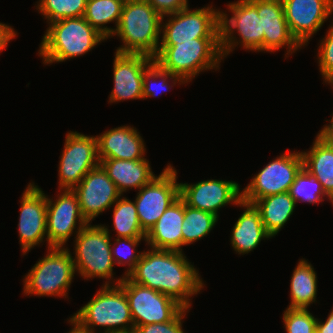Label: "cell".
<instances>
[{
  "instance_id": "6da1fadb",
  "label": "cell",
  "mask_w": 333,
  "mask_h": 333,
  "mask_svg": "<svg viewBox=\"0 0 333 333\" xmlns=\"http://www.w3.org/2000/svg\"><path fill=\"white\" fill-rule=\"evenodd\" d=\"M134 283L167 295L184 308H191L190 297L203 289L196 268L182 251L153 249L142 252L135 268L127 275Z\"/></svg>"
},
{
  "instance_id": "7a4b0ae2",
  "label": "cell",
  "mask_w": 333,
  "mask_h": 333,
  "mask_svg": "<svg viewBox=\"0 0 333 333\" xmlns=\"http://www.w3.org/2000/svg\"><path fill=\"white\" fill-rule=\"evenodd\" d=\"M122 279L123 277L117 279L114 285L106 281L100 291L77 313H74L68 322L82 333H95L94 326L104 327L105 330L102 333L134 331L126 293L119 285Z\"/></svg>"
},
{
  "instance_id": "3957f363",
  "label": "cell",
  "mask_w": 333,
  "mask_h": 333,
  "mask_svg": "<svg viewBox=\"0 0 333 333\" xmlns=\"http://www.w3.org/2000/svg\"><path fill=\"white\" fill-rule=\"evenodd\" d=\"M164 18L146 0L124 2L119 23L112 36H119L124 45L118 53L143 54L154 58L159 49Z\"/></svg>"
},
{
  "instance_id": "277c9868",
  "label": "cell",
  "mask_w": 333,
  "mask_h": 333,
  "mask_svg": "<svg viewBox=\"0 0 333 333\" xmlns=\"http://www.w3.org/2000/svg\"><path fill=\"white\" fill-rule=\"evenodd\" d=\"M48 24L38 52L45 64L82 56L99 42L107 40L84 17L60 19Z\"/></svg>"
},
{
  "instance_id": "5b68a950",
  "label": "cell",
  "mask_w": 333,
  "mask_h": 333,
  "mask_svg": "<svg viewBox=\"0 0 333 333\" xmlns=\"http://www.w3.org/2000/svg\"><path fill=\"white\" fill-rule=\"evenodd\" d=\"M220 38H195L172 46H159L154 61L186 83L205 70L217 69L222 60Z\"/></svg>"
},
{
  "instance_id": "8992f818",
  "label": "cell",
  "mask_w": 333,
  "mask_h": 333,
  "mask_svg": "<svg viewBox=\"0 0 333 333\" xmlns=\"http://www.w3.org/2000/svg\"><path fill=\"white\" fill-rule=\"evenodd\" d=\"M24 278V293L38 296H67L76 272L73 257L67 248L51 247Z\"/></svg>"
},
{
  "instance_id": "52a82bcc",
  "label": "cell",
  "mask_w": 333,
  "mask_h": 333,
  "mask_svg": "<svg viewBox=\"0 0 333 333\" xmlns=\"http://www.w3.org/2000/svg\"><path fill=\"white\" fill-rule=\"evenodd\" d=\"M75 238L73 261L76 272L86 280L94 277L112 280L114 262L109 229L88 223L76 232Z\"/></svg>"
},
{
  "instance_id": "ba28073f",
  "label": "cell",
  "mask_w": 333,
  "mask_h": 333,
  "mask_svg": "<svg viewBox=\"0 0 333 333\" xmlns=\"http://www.w3.org/2000/svg\"><path fill=\"white\" fill-rule=\"evenodd\" d=\"M227 6L233 16L228 19L225 12H220V47L223 58L238 44L249 51H263L264 32L257 7L250 0H239ZM236 30L241 38L239 43L233 35Z\"/></svg>"
},
{
  "instance_id": "9c48e42d",
  "label": "cell",
  "mask_w": 333,
  "mask_h": 333,
  "mask_svg": "<svg viewBox=\"0 0 333 333\" xmlns=\"http://www.w3.org/2000/svg\"><path fill=\"white\" fill-rule=\"evenodd\" d=\"M211 6L190 10L186 7L165 15L170 19L161 25L159 46H172L195 38H220V12Z\"/></svg>"
},
{
  "instance_id": "30bf717a",
  "label": "cell",
  "mask_w": 333,
  "mask_h": 333,
  "mask_svg": "<svg viewBox=\"0 0 333 333\" xmlns=\"http://www.w3.org/2000/svg\"><path fill=\"white\" fill-rule=\"evenodd\" d=\"M119 285L126 293L134 327L171 321L184 308L173 298L136 284L127 276Z\"/></svg>"
},
{
  "instance_id": "8fae6325",
  "label": "cell",
  "mask_w": 333,
  "mask_h": 333,
  "mask_svg": "<svg viewBox=\"0 0 333 333\" xmlns=\"http://www.w3.org/2000/svg\"><path fill=\"white\" fill-rule=\"evenodd\" d=\"M178 197L177 171L171 165L139 189L134 202L140 226L146 234Z\"/></svg>"
},
{
  "instance_id": "7c38bea8",
  "label": "cell",
  "mask_w": 333,
  "mask_h": 333,
  "mask_svg": "<svg viewBox=\"0 0 333 333\" xmlns=\"http://www.w3.org/2000/svg\"><path fill=\"white\" fill-rule=\"evenodd\" d=\"M303 168L300 152H288L270 161L242 190V199L253 203L263 197L288 192Z\"/></svg>"
},
{
  "instance_id": "4fadbf2b",
  "label": "cell",
  "mask_w": 333,
  "mask_h": 333,
  "mask_svg": "<svg viewBox=\"0 0 333 333\" xmlns=\"http://www.w3.org/2000/svg\"><path fill=\"white\" fill-rule=\"evenodd\" d=\"M59 161V190H72L93 168L100 164L97 137L78 132L66 134L64 150Z\"/></svg>"
},
{
  "instance_id": "5bb4252c",
  "label": "cell",
  "mask_w": 333,
  "mask_h": 333,
  "mask_svg": "<svg viewBox=\"0 0 333 333\" xmlns=\"http://www.w3.org/2000/svg\"><path fill=\"white\" fill-rule=\"evenodd\" d=\"M57 199L47 200V242L48 247L64 248L65 243L73 234V230L80 231L88 222L83 217L80 204L73 190L63 189ZM53 200V201H52ZM78 221V222H77Z\"/></svg>"
},
{
  "instance_id": "9a60e30c",
  "label": "cell",
  "mask_w": 333,
  "mask_h": 333,
  "mask_svg": "<svg viewBox=\"0 0 333 333\" xmlns=\"http://www.w3.org/2000/svg\"><path fill=\"white\" fill-rule=\"evenodd\" d=\"M72 190L77 196L81 213L88 223L112 207L122 196L100 164L91 169Z\"/></svg>"
},
{
  "instance_id": "2e32d148",
  "label": "cell",
  "mask_w": 333,
  "mask_h": 333,
  "mask_svg": "<svg viewBox=\"0 0 333 333\" xmlns=\"http://www.w3.org/2000/svg\"><path fill=\"white\" fill-rule=\"evenodd\" d=\"M237 182L210 179L195 184L179 183V196L186 205L218 216V210L228 203L237 205L242 192Z\"/></svg>"
},
{
  "instance_id": "e0dca14e",
  "label": "cell",
  "mask_w": 333,
  "mask_h": 333,
  "mask_svg": "<svg viewBox=\"0 0 333 333\" xmlns=\"http://www.w3.org/2000/svg\"><path fill=\"white\" fill-rule=\"evenodd\" d=\"M292 36L305 46L333 13V0H281Z\"/></svg>"
},
{
  "instance_id": "ac0fdd59",
  "label": "cell",
  "mask_w": 333,
  "mask_h": 333,
  "mask_svg": "<svg viewBox=\"0 0 333 333\" xmlns=\"http://www.w3.org/2000/svg\"><path fill=\"white\" fill-rule=\"evenodd\" d=\"M46 221V194L37 185L30 183L21 198L18 223L19 241L24 255L47 237Z\"/></svg>"
},
{
  "instance_id": "d6986e66",
  "label": "cell",
  "mask_w": 333,
  "mask_h": 333,
  "mask_svg": "<svg viewBox=\"0 0 333 333\" xmlns=\"http://www.w3.org/2000/svg\"><path fill=\"white\" fill-rule=\"evenodd\" d=\"M153 62L154 58L147 55L115 52L109 102L143 99V73Z\"/></svg>"
},
{
  "instance_id": "ffe728a7",
  "label": "cell",
  "mask_w": 333,
  "mask_h": 333,
  "mask_svg": "<svg viewBox=\"0 0 333 333\" xmlns=\"http://www.w3.org/2000/svg\"><path fill=\"white\" fill-rule=\"evenodd\" d=\"M257 7L261 20L263 51L273 52L287 46V55L300 49L301 45L290 33L281 0H250ZM291 52V53H290Z\"/></svg>"
},
{
  "instance_id": "44dd1931",
  "label": "cell",
  "mask_w": 333,
  "mask_h": 333,
  "mask_svg": "<svg viewBox=\"0 0 333 333\" xmlns=\"http://www.w3.org/2000/svg\"><path fill=\"white\" fill-rule=\"evenodd\" d=\"M96 137L99 161L103 159H145L143 138L134 127H116Z\"/></svg>"
},
{
  "instance_id": "7402d4cb",
  "label": "cell",
  "mask_w": 333,
  "mask_h": 333,
  "mask_svg": "<svg viewBox=\"0 0 333 333\" xmlns=\"http://www.w3.org/2000/svg\"><path fill=\"white\" fill-rule=\"evenodd\" d=\"M183 221L184 201L179 196L146 234L145 242L153 249L182 251Z\"/></svg>"
},
{
  "instance_id": "603a6c76",
  "label": "cell",
  "mask_w": 333,
  "mask_h": 333,
  "mask_svg": "<svg viewBox=\"0 0 333 333\" xmlns=\"http://www.w3.org/2000/svg\"><path fill=\"white\" fill-rule=\"evenodd\" d=\"M238 206L244 207L246 210L236 221L232 229L231 245L238 254H247L255 249L262 239L271 238L266 232L260 210L254 203L241 199Z\"/></svg>"
},
{
  "instance_id": "cb8c5ba5",
  "label": "cell",
  "mask_w": 333,
  "mask_h": 333,
  "mask_svg": "<svg viewBox=\"0 0 333 333\" xmlns=\"http://www.w3.org/2000/svg\"><path fill=\"white\" fill-rule=\"evenodd\" d=\"M100 165L122 195L131 188L140 189L156 176L147 159H103Z\"/></svg>"
},
{
  "instance_id": "d4e9b609",
  "label": "cell",
  "mask_w": 333,
  "mask_h": 333,
  "mask_svg": "<svg viewBox=\"0 0 333 333\" xmlns=\"http://www.w3.org/2000/svg\"><path fill=\"white\" fill-rule=\"evenodd\" d=\"M300 153L303 168L321 183L333 204V145L316 136L310 151Z\"/></svg>"
},
{
  "instance_id": "484cf974",
  "label": "cell",
  "mask_w": 333,
  "mask_h": 333,
  "mask_svg": "<svg viewBox=\"0 0 333 333\" xmlns=\"http://www.w3.org/2000/svg\"><path fill=\"white\" fill-rule=\"evenodd\" d=\"M253 203L260 210L264 228L271 237L277 235L296 207V202L289 191L263 197Z\"/></svg>"
},
{
  "instance_id": "4316f807",
  "label": "cell",
  "mask_w": 333,
  "mask_h": 333,
  "mask_svg": "<svg viewBox=\"0 0 333 333\" xmlns=\"http://www.w3.org/2000/svg\"><path fill=\"white\" fill-rule=\"evenodd\" d=\"M291 303L288 308L308 309L316 302L317 276L307 260L301 259L293 270L290 283Z\"/></svg>"
},
{
  "instance_id": "83f0119b",
  "label": "cell",
  "mask_w": 333,
  "mask_h": 333,
  "mask_svg": "<svg viewBox=\"0 0 333 333\" xmlns=\"http://www.w3.org/2000/svg\"><path fill=\"white\" fill-rule=\"evenodd\" d=\"M124 0H88L84 19L106 39L114 32V29L105 27L110 22H115L116 27L124 5Z\"/></svg>"
},
{
  "instance_id": "f1b7e54d",
  "label": "cell",
  "mask_w": 333,
  "mask_h": 333,
  "mask_svg": "<svg viewBox=\"0 0 333 333\" xmlns=\"http://www.w3.org/2000/svg\"><path fill=\"white\" fill-rule=\"evenodd\" d=\"M114 205L113 226L117 238H146V233L140 226L135 202L122 197Z\"/></svg>"
},
{
  "instance_id": "f546056e",
  "label": "cell",
  "mask_w": 333,
  "mask_h": 333,
  "mask_svg": "<svg viewBox=\"0 0 333 333\" xmlns=\"http://www.w3.org/2000/svg\"><path fill=\"white\" fill-rule=\"evenodd\" d=\"M218 217L212 213L192 208L184 202V221L182 223L183 246L205 237L216 225Z\"/></svg>"
},
{
  "instance_id": "4dcf8cb0",
  "label": "cell",
  "mask_w": 333,
  "mask_h": 333,
  "mask_svg": "<svg viewBox=\"0 0 333 333\" xmlns=\"http://www.w3.org/2000/svg\"><path fill=\"white\" fill-rule=\"evenodd\" d=\"M88 0H39L38 11L49 23L60 19L83 17Z\"/></svg>"
},
{
  "instance_id": "1f68e13d",
  "label": "cell",
  "mask_w": 333,
  "mask_h": 333,
  "mask_svg": "<svg viewBox=\"0 0 333 333\" xmlns=\"http://www.w3.org/2000/svg\"><path fill=\"white\" fill-rule=\"evenodd\" d=\"M289 193L295 200L308 202L310 204H319L326 197L321 183L309 174L304 168L296 175L294 183L291 185Z\"/></svg>"
},
{
  "instance_id": "d6a6232c",
  "label": "cell",
  "mask_w": 333,
  "mask_h": 333,
  "mask_svg": "<svg viewBox=\"0 0 333 333\" xmlns=\"http://www.w3.org/2000/svg\"><path fill=\"white\" fill-rule=\"evenodd\" d=\"M170 78L173 85L178 81L179 84H185L186 82L179 76L171 74L169 71L162 69L155 61L144 71L143 73V88L142 97L143 99L148 97H155L158 95L160 90H168L173 85H169L168 81ZM152 79V81H151ZM157 79H161L160 83L157 84ZM151 81V82H150ZM182 82V83H181ZM169 85V87H168Z\"/></svg>"
},
{
  "instance_id": "836d02e7",
  "label": "cell",
  "mask_w": 333,
  "mask_h": 333,
  "mask_svg": "<svg viewBox=\"0 0 333 333\" xmlns=\"http://www.w3.org/2000/svg\"><path fill=\"white\" fill-rule=\"evenodd\" d=\"M283 320L286 333H316L318 319L308 309L287 307Z\"/></svg>"
},
{
  "instance_id": "e575fe53",
  "label": "cell",
  "mask_w": 333,
  "mask_h": 333,
  "mask_svg": "<svg viewBox=\"0 0 333 333\" xmlns=\"http://www.w3.org/2000/svg\"><path fill=\"white\" fill-rule=\"evenodd\" d=\"M141 240H146L145 238H116L114 242V246L111 243V253H112V259L114 264L119 265H128L129 268L125 272V275L127 276L136 266V263L139 261L140 256L142 252L136 253V247L139 245ZM129 250V255L124 253L122 250V247L126 246ZM126 248V247H125ZM122 249V250H121ZM127 249V250H128ZM127 263V264H126Z\"/></svg>"
},
{
  "instance_id": "d590c367",
  "label": "cell",
  "mask_w": 333,
  "mask_h": 333,
  "mask_svg": "<svg viewBox=\"0 0 333 333\" xmlns=\"http://www.w3.org/2000/svg\"><path fill=\"white\" fill-rule=\"evenodd\" d=\"M318 49L319 70L324 81L333 85V23Z\"/></svg>"
},
{
  "instance_id": "8d00e7d4",
  "label": "cell",
  "mask_w": 333,
  "mask_h": 333,
  "mask_svg": "<svg viewBox=\"0 0 333 333\" xmlns=\"http://www.w3.org/2000/svg\"><path fill=\"white\" fill-rule=\"evenodd\" d=\"M187 310V311H186ZM189 309L183 308L171 321L134 327V333H185L182 319Z\"/></svg>"
},
{
  "instance_id": "74e56055",
  "label": "cell",
  "mask_w": 333,
  "mask_h": 333,
  "mask_svg": "<svg viewBox=\"0 0 333 333\" xmlns=\"http://www.w3.org/2000/svg\"><path fill=\"white\" fill-rule=\"evenodd\" d=\"M163 18L188 7V0H146Z\"/></svg>"
},
{
  "instance_id": "f35d334b",
  "label": "cell",
  "mask_w": 333,
  "mask_h": 333,
  "mask_svg": "<svg viewBox=\"0 0 333 333\" xmlns=\"http://www.w3.org/2000/svg\"><path fill=\"white\" fill-rule=\"evenodd\" d=\"M16 33L14 28L0 22V50H4L10 40L15 39Z\"/></svg>"
},
{
  "instance_id": "ab89813d",
  "label": "cell",
  "mask_w": 333,
  "mask_h": 333,
  "mask_svg": "<svg viewBox=\"0 0 333 333\" xmlns=\"http://www.w3.org/2000/svg\"><path fill=\"white\" fill-rule=\"evenodd\" d=\"M316 333H333V309L325 322L317 321Z\"/></svg>"
},
{
  "instance_id": "60d3db41",
  "label": "cell",
  "mask_w": 333,
  "mask_h": 333,
  "mask_svg": "<svg viewBox=\"0 0 333 333\" xmlns=\"http://www.w3.org/2000/svg\"><path fill=\"white\" fill-rule=\"evenodd\" d=\"M333 116V115H332ZM317 136L323 140L324 142H327L331 145H333V117L330 120L329 125H325L321 131L317 134Z\"/></svg>"
},
{
  "instance_id": "b9f144b4",
  "label": "cell",
  "mask_w": 333,
  "mask_h": 333,
  "mask_svg": "<svg viewBox=\"0 0 333 333\" xmlns=\"http://www.w3.org/2000/svg\"><path fill=\"white\" fill-rule=\"evenodd\" d=\"M68 333H82V332L74 326L73 329H71V331H69Z\"/></svg>"
}]
</instances>
